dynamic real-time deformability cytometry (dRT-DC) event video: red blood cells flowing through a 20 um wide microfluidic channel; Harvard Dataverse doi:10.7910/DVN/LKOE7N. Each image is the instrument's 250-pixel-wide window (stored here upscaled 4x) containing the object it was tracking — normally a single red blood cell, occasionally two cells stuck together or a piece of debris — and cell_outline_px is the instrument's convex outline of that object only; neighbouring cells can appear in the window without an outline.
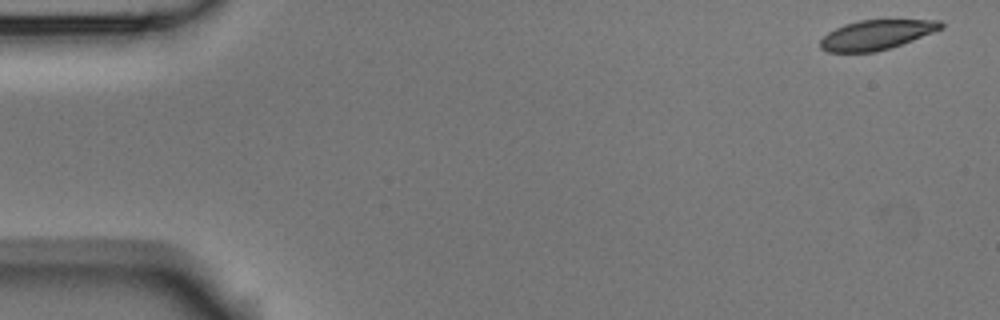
{"species": "Egyptian fruit bat (a non-hibernating species)", "species_latin": "Rousettus aegyptiacus", "temperature_condition": "room temperature", "stored_images_in_passage": 6, "camera_frame_rate_fps": 3000, "um_per_image_px": 0.085, "animal": {"sex": "male"}, "frame": {"image": 1, "passage_image": 1, "time_ms": 0.0, "image_size_px": [1000, 320], "cell_outline_px": [[944, 28], [912, 40], [876, 52], [828, 52], [820, 48], [820, 40], [828, 32], [844, 24], [860, 20], [940, 20], [944, 24]], "centroid_in_image_um": [74.48, 2.95], "position_along_channel_um": 10.5, "area_um2": 20.69}}
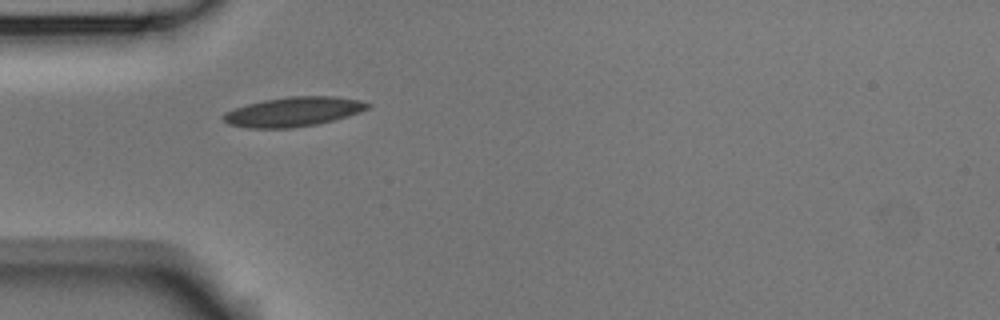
{"frame": {"image": 2, "passage_image": 5, "time_ms": 1.333, "image_size_px": [1000, 320], "cell_outline_px": [[372, 104], [368, 108], [360, 112], [348, 116], [316, 124], [292, 128], [248, 128], [228, 124], [224, 120], [224, 112], [248, 104], [264, 100], [288, 96], [332, 96], [360, 100]], "centroid_in_image_um": [24.95, 9.49], "position_along_channel_um": 60.0, "area_um2": 24.62}}
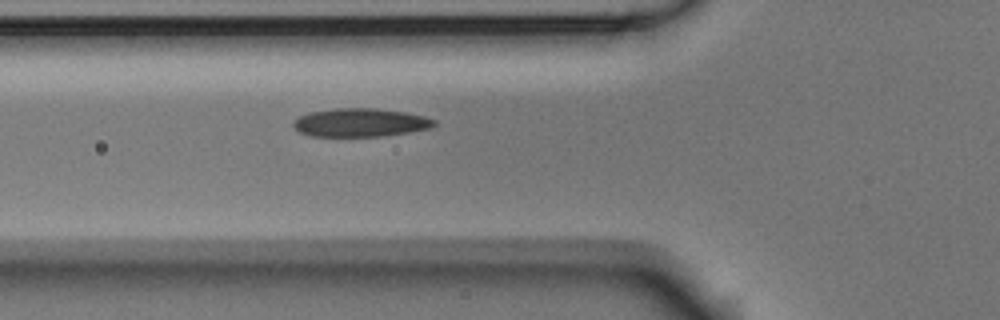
{"frame": {"image": 3, "passage_image": 6, "time_ms": 1.667, "image_size_px": [1000, 320], "cell_outline_px": [[436, 124], [432, 128], [408, 132], [380, 136], [308, 136], [300, 132], [292, 124], [292, 120], [308, 112], [336, 108], [376, 108], [404, 112], [424, 116], [436, 120]], "centroid_in_image_um": [30.61, 10.41], "position_along_channel_um": 95.2, "area_um2": 23.35}}